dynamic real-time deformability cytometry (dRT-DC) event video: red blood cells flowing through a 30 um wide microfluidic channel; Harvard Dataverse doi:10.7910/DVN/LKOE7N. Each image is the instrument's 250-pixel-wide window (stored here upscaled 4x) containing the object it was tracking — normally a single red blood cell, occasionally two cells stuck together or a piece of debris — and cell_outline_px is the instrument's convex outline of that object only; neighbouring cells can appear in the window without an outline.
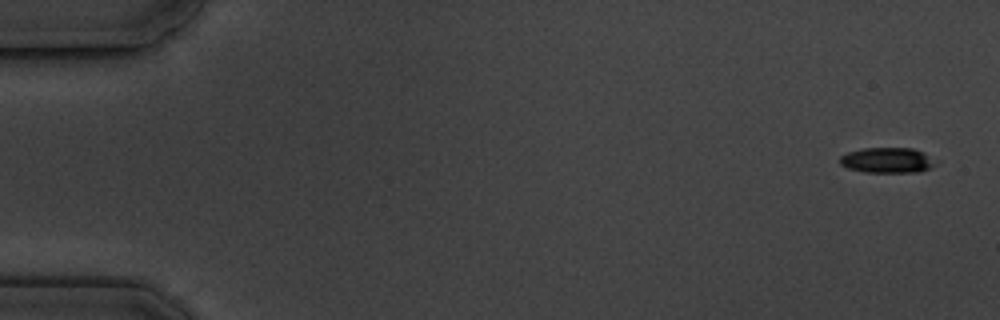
{"species": "common noctule bat (a hibernating species)", "species_latin": "Nyctalus noctula", "temperature_condition": "cold", "stored_images_in_passage": 7, "camera_frame_rate_fps": 3000, "um_per_image_px": 0.085, "animal": {"sex": "male", "body_mass_g": 19.5, "forearm_length_mm": 54.6}, "frame": {"image": 1, "passage_image": 1, "time_ms": 0.0, "image_size_px": [1000, 320], "cell_outline_px": [[940, 160], [936, 164], [920, 172], [864, 172], [848, 168], [840, 164], [840, 156], [848, 152], [864, 148], [912, 148], [924, 152]], "centroid_in_image_um": [75.48, 13.62], "position_along_channel_um": 9.5, "area_um2": 14.33}}
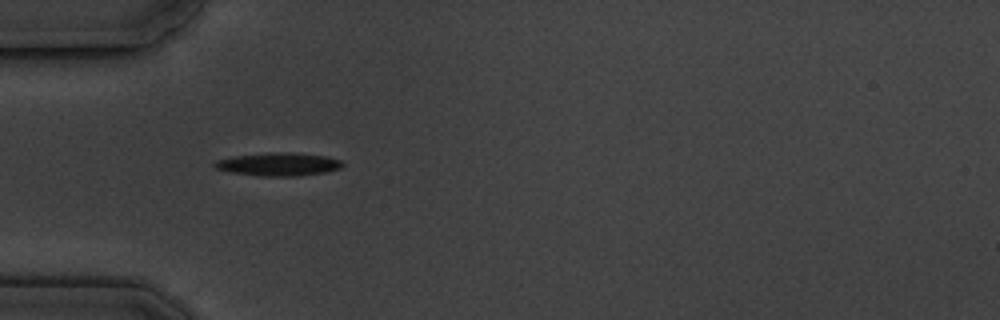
{"frame": {"image": 2, "passage_image": 5, "time_ms": 5.333, "image_size_px": [1000, 320], "cell_outline_px": [[344, 164], [340, 168], [328, 172], [296, 176], [260, 176], [228, 172], [216, 168], [212, 164], [216, 160], [232, 156], [268, 152], [296, 152], [324, 156], [340, 160]], "centroid_in_image_um": [23.64, 13.96], "position_along_channel_um": 61.4, "area_um2": 17.46}}